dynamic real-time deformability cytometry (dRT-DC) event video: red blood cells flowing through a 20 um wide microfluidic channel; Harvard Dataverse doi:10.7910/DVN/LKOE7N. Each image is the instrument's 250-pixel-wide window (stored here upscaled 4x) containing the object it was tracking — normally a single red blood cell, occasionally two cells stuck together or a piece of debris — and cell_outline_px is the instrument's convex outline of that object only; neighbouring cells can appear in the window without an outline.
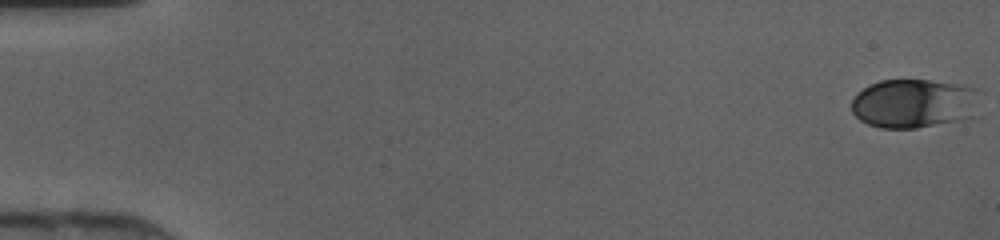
{"species": "human", "species_latin": "Homo sapiens", "temperature_condition": "cold", "stored_images_in_passage": 42, "camera_frame_rate_fps": 3000, "um_per_image_px": 0.085, "donor": {"sex": "female"}, "frame": {"image": 1, "passage_image": 1, "time_ms": 0.0, "image_size_px": [1000, 240], "cell_outline_px": [[976, 116], [964, 120], [916, 128], [880, 128], [868, 124], [860, 120], [852, 112], [852, 100], [856, 92], [880, 80], [928, 80], [964, 84], [976, 88]], "centroid_in_image_um": [77.69, 8.8], "position_along_channel_um": 7.3, "area_um2": 36.99}}
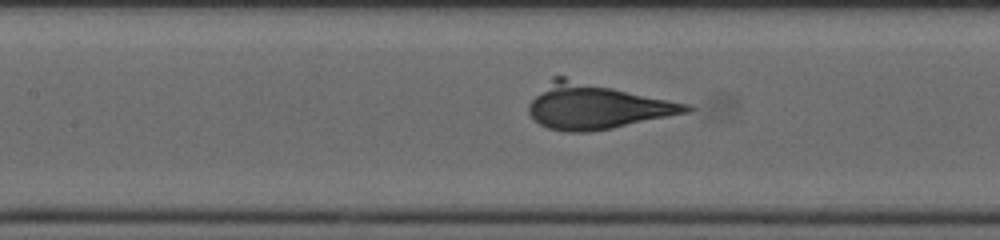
{"frame": {"image": 2, "passage_image": 22, "time_ms": 7.0, "image_size_px": [1000, 240], "cell_outline_px": [[696, 108], [692, 112], [612, 128], [588, 132], [564, 132], [548, 128], [540, 124], [528, 112], [528, 104], [552, 76], [564, 76], [692, 104]], "centroid_in_image_um": [50.75, 9.03], "position_along_channel_um": 156.6, "area_um2": 42.02}}
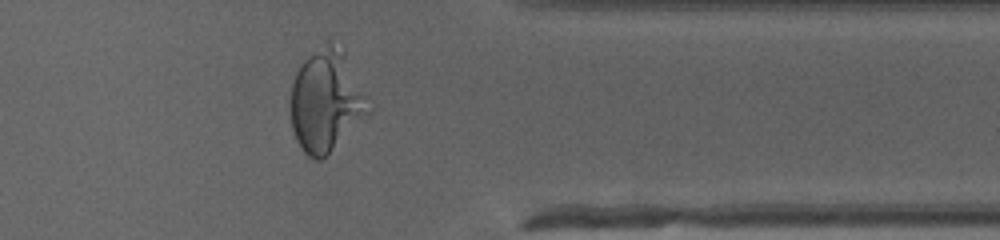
{"frame": {"image": 3, "passage_image": 38, "time_ms": 12.333, "image_size_px": [1000, 240], "cell_outline_px": [[372, 112], [320, 160], [316, 160], [308, 156], [304, 152], [296, 140], [292, 128], [288, 104], [292, 84], [296, 72], [304, 60], [328, 36], [344, 52], [372, 108]], "centroid_in_image_um": [27.69, 8.54], "position_along_channel_um": 383.7, "area_um2": 46.59}}